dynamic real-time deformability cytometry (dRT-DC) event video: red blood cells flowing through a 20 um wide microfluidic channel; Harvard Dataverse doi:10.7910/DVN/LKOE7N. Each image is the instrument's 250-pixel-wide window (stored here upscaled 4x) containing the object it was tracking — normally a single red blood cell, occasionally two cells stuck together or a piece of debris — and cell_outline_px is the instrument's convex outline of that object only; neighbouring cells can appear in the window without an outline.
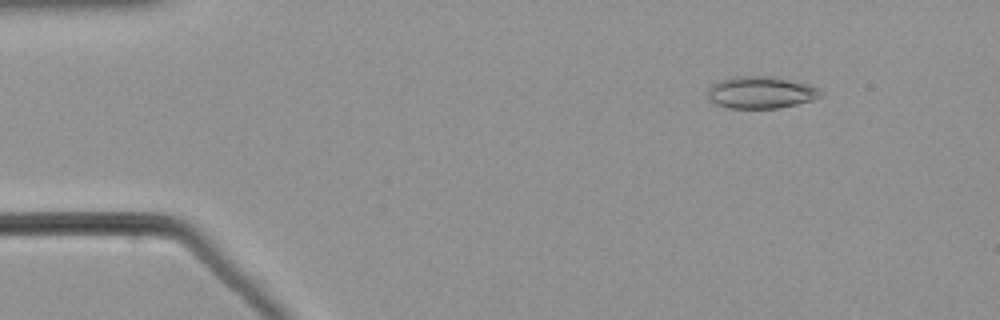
{"species": "common noctule bat (a hibernating species)", "species_latin": "Nyctalus noctula", "temperature_condition": "warm", "stored_images_in_passage": 51, "camera_frame_rate_fps": 3000, "um_per_image_px": 0.085, "animal": {"sex": "male", "body_mass_g": 21.5, "forearm_length_mm": 52.0}, "frame": {"image": 1, "passage_image": 3, "time_ms": 0.667, "image_size_px": [1000, 320], "cell_outline_px": [[820, 96], [812, 100], [780, 108], [728, 108], [716, 104], [708, 96], [708, 88], [712, 84], [720, 80], [744, 76], [760, 76], [808, 84], [820, 88]], "centroid_in_image_um": [64.65, 7.88], "position_along_channel_um": 20.4, "area_um2": 20.52}}
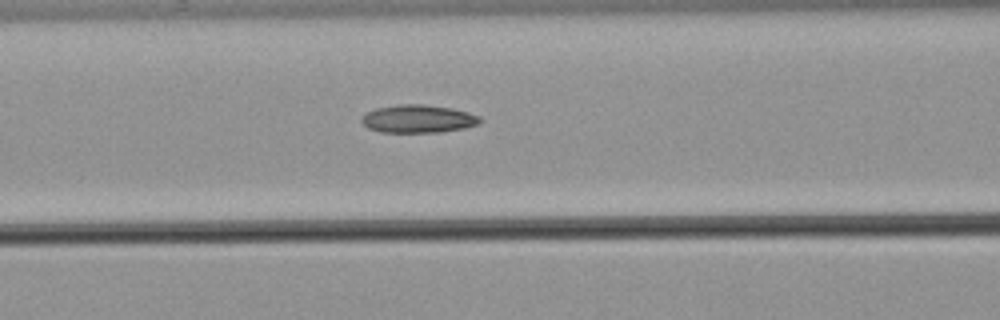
{"frame": {"image": 2, "passage_image": 19, "time_ms": 6.0, "image_size_px": [1000, 320], "cell_outline_px": [[480, 120], [476, 124], [464, 128], [440, 132], [380, 132], [368, 128], [360, 120], [368, 112], [376, 108], [400, 104], [424, 104], [452, 108], [468, 112], [480, 116]], "centroid_in_image_um": [35.53, 10.1], "position_along_channel_um": 131.1, "area_um2": 19.13}}
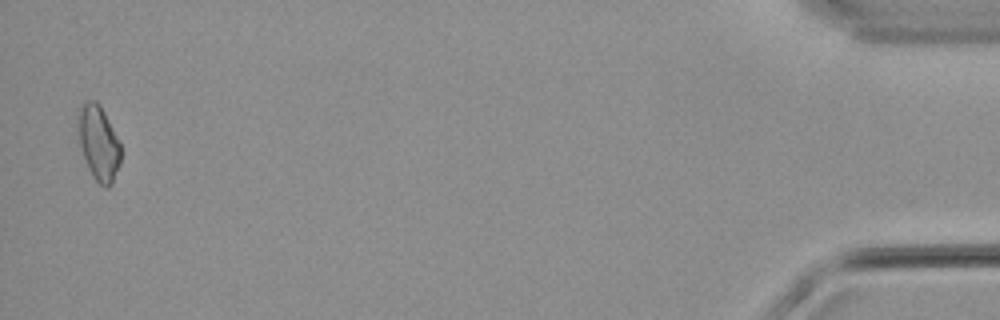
{"frame": {"image": 3, "passage_image": 50, "time_ms": 16.333, "image_size_px": [1000, 320], "cell_outline_px": [[120, 164], [112, 184], [108, 188], [104, 188], [96, 180], [84, 156], [76, 132], [76, 116], [80, 108], [88, 100], [96, 100], [100, 104], [120, 144]], "centroid_in_image_um": [8.36, 12.12], "position_along_channel_um": 426.8, "area_um2": 18.5}}